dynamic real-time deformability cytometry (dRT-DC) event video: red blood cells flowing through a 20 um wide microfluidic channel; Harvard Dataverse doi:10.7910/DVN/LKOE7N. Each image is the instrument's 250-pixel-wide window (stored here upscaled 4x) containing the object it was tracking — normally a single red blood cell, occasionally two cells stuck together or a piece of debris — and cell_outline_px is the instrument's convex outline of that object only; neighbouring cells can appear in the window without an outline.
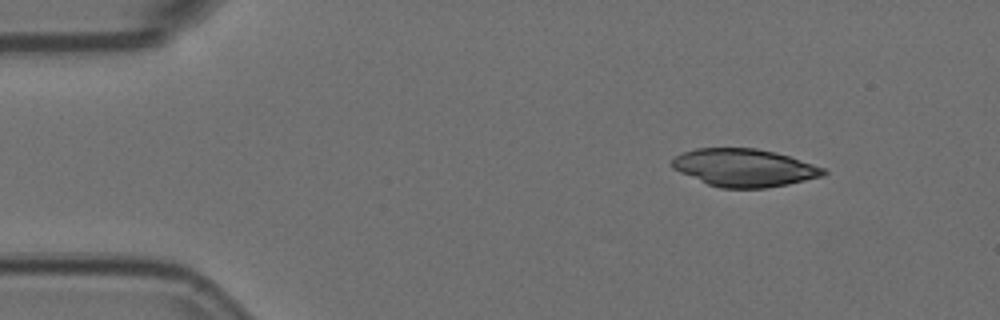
{"species": "Egyptian fruit bat (a non-hibernating species)", "species_latin": "Rousettus aegyptiacus", "temperature_condition": "room temperature", "stored_images_in_passage": 4, "camera_frame_rate_fps": 3000, "um_per_image_px": 0.085, "animal": {"sex": "female"}, "frame": {"image": 1, "passage_image": 1, "time_ms": 0.0, "image_size_px": [1000, 320], "cell_outline_px": [[828, 172], [824, 176], [788, 184], [764, 188], [720, 188], [708, 184], [680, 172], [672, 168], [672, 160], [676, 156], [684, 152], [696, 148], [756, 148], [776, 152], [824, 168]], "centroid_in_image_um": [63.27, 14.26], "position_along_channel_um": 21.7, "area_um2": 33.12}}